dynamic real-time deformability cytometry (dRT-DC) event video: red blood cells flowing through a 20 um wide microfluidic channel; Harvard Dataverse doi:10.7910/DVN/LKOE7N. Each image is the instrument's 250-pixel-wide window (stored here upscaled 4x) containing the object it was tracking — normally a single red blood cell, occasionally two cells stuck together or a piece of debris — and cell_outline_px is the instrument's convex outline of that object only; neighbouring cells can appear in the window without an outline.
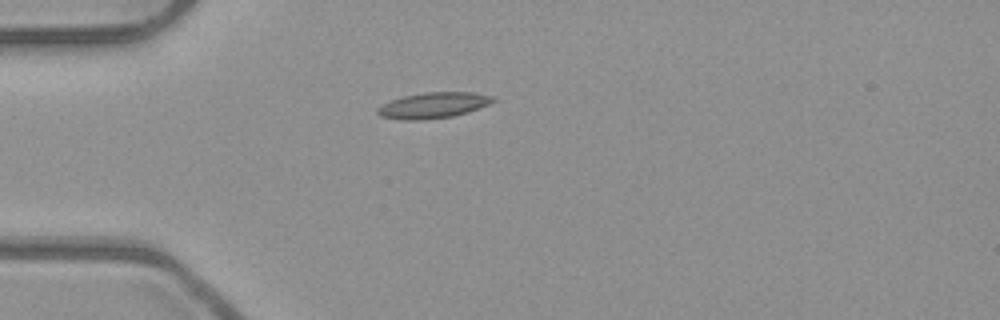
{"species": "common noctule bat (a hibernating species)", "species_latin": "Nyctalus noctula", "temperature_condition": "room temperature", "stored_images_in_passage": 1, "camera_frame_rate_fps": 3000, "um_per_image_px": 0.085, "animal": {"sex": "male", "body_mass_g": 23.1, "forearm_length_mm": 52.7}, "frame": {"image": 1, "passage_image": 1, "time_ms": 0.0, "image_size_px": [1000, 320], "cell_outline_px": [[496, 100], [488, 104], [468, 112], [452, 116], [420, 120], [400, 120], [380, 116], [376, 112], [376, 108], [392, 100], [404, 96], [424, 92], [472, 92], [496, 96]], "centroid_in_image_um": [36.84, 8.95], "position_along_channel_um": 48.2, "area_um2": 17.34}}